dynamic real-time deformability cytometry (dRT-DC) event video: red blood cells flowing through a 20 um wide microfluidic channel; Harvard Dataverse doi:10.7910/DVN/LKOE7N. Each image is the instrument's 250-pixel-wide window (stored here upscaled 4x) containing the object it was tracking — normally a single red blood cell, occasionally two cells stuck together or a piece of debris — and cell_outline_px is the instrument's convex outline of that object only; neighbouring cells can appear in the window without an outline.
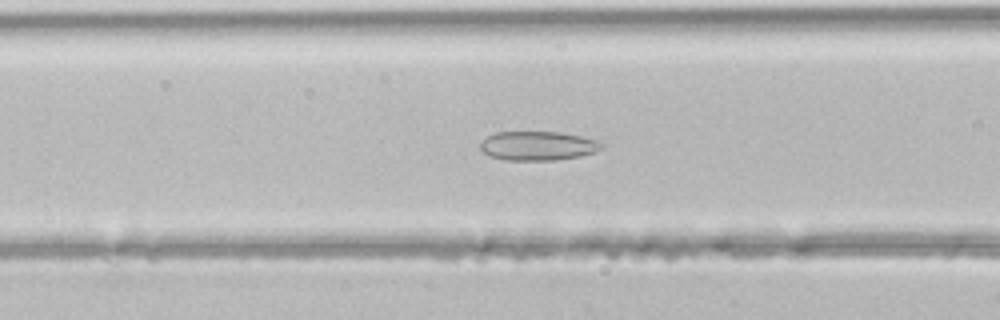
{"species": "common noctule bat (a hibernating species)", "species_latin": "Nyctalus noctula", "temperature_condition": "room temperature", "stored_images_in_passage": 46, "camera_frame_rate_fps": 3000, "um_per_image_px": 0.085, "animal": {"sex": "male", "body_mass_g": 21.5, "forearm_length_mm": 52.0}, "frame": {"image": 1, "passage_image": 18, "time_ms": 5.667, "image_size_px": [1000, 320], "cell_outline_px": [[604, 144], [596, 152], [580, 156], [556, 160], [504, 160], [492, 156], [484, 152], [480, 148], [480, 144], [488, 136], [496, 132], [560, 132], [580, 136], [596, 140]], "centroid_in_image_um": [45.73, 12.4], "position_along_channel_um": 120.9, "area_um2": 20.4}}
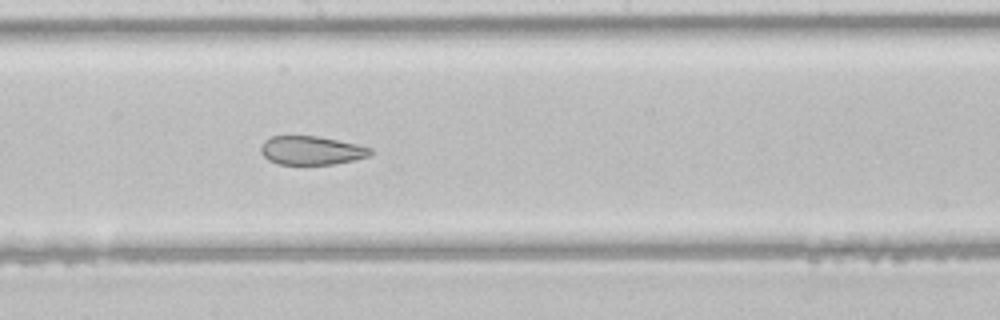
{"frame": {"image": 2, "passage_image": 25, "time_ms": 8.0, "image_size_px": [1000, 320], "cell_outline_px": [[372, 152], [368, 156], [356, 160], [336, 164], [280, 164], [268, 160], [260, 152], [260, 148], [264, 140], [272, 136], [316, 136], [356, 144], [372, 148]], "centroid_in_image_um": [26.46, 12.79], "position_along_channel_um": 221.7, "area_um2": 18.26}}
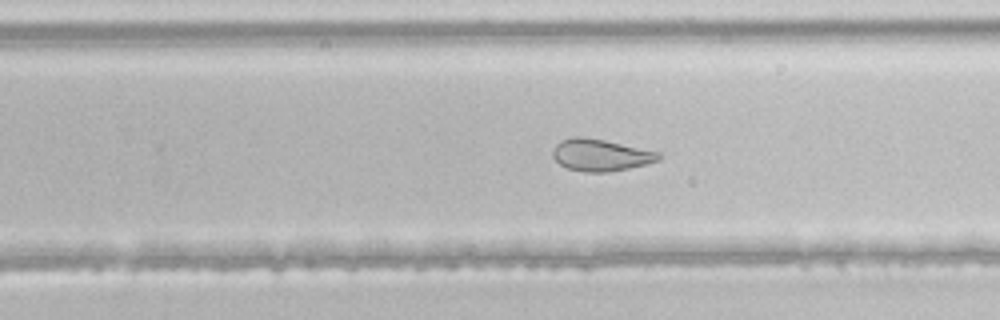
{"frame": {"image": 3, "passage_image": 29, "time_ms": 9.333, "image_size_px": [1000, 320], "cell_outline_px": [[660, 160], [628, 168], [608, 172], [584, 172], [568, 168], [560, 164], [552, 156], [552, 152], [556, 144], [560, 140], [572, 136], [580, 136], [604, 140], [660, 152]], "centroid_in_image_um": [51.02, 13.17], "position_along_channel_um": 278.8, "area_um2": 19.59}}